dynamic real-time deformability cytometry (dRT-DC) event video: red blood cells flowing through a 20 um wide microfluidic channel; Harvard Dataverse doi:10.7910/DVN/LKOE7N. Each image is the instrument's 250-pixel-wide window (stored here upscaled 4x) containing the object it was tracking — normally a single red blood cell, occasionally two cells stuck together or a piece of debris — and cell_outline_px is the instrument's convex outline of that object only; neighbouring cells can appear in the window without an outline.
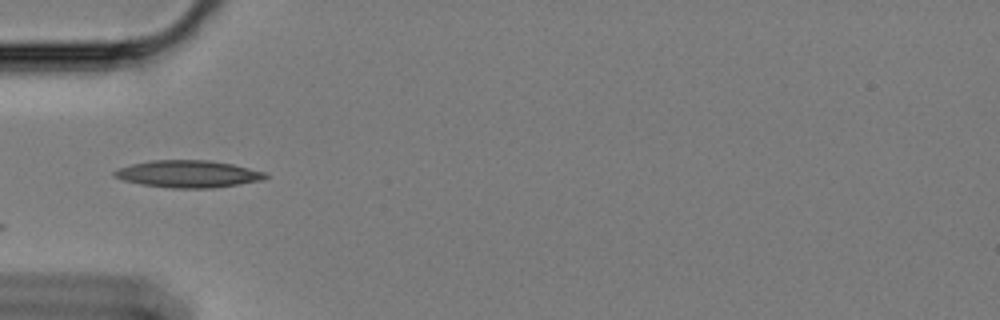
{"species": "Egyptian fruit bat (a non-hibernating species)", "species_latin": "Rousettus aegyptiacus", "temperature_condition": "cold", "stored_images_in_passage": 25, "camera_frame_rate_fps": 3000, "um_per_image_px": 0.085, "animal": {"sex": "female"}, "frame": {"image": 1, "passage_image": 1, "time_ms": 0.0, "image_size_px": [1000, 320], "cell_outline_px": [[268, 176], [264, 180], [212, 188], [168, 188], [140, 184], [124, 180], [112, 176], [112, 172], [120, 168], [132, 164], [152, 160], [208, 160], [232, 164], [264, 172]], "centroid_in_image_um": [15.97, 14.79], "position_along_channel_um": 69.0, "area_um2": 23.81}}
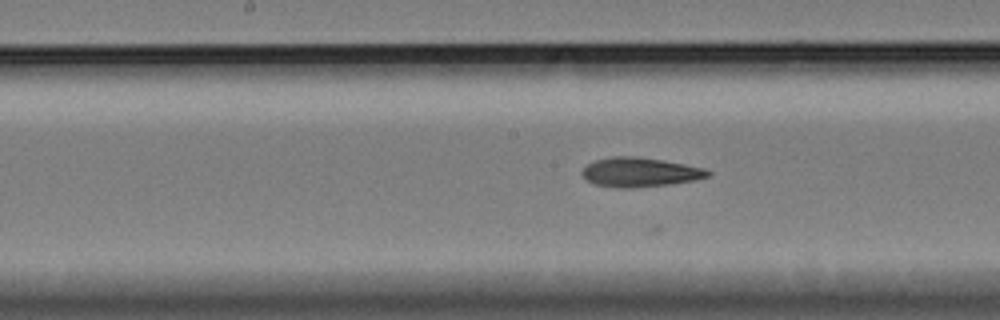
{"frame": {"image": 2, "passage_image": 12, "time_ms": 3.667, "image_size_px": [1000, 320], "cell_outline_px": [[712, 172], [708, 176], [692, 180], [668, 184], [632, 188], [624, 188], [596, 184], [588, 180], [580, 172], [588, 164], [596, 160], [612, 156], [636, 156], [664, 160], [704, 168]], "centroid_in_image_um": [54.39, 14.62], "position_along_channel_um": 193.8, "area_um2": 21.15}}
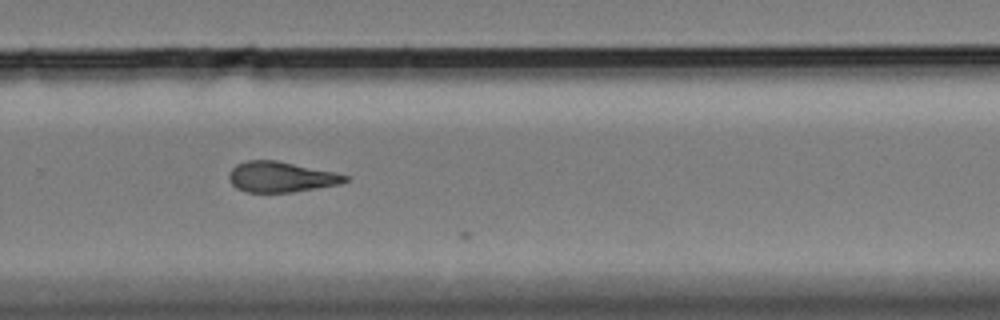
{"frame": {"image": 3, "passage_image": 22, "time_ms": 7.0, "image_size_px": [1000, 320], "cell_outline_px": [[348, 180], [340, 184], [292, 192], [248, 192], [236, 188], [232, 184], [228, 176], [228, 172], [236, 164], [248, 160], [276, 160], [336, 172], [348, 176]], "centroid_in_image_um": [23.87, 15.03], "position_along_channel_um": 305.9, "area_um2": 20.63}}